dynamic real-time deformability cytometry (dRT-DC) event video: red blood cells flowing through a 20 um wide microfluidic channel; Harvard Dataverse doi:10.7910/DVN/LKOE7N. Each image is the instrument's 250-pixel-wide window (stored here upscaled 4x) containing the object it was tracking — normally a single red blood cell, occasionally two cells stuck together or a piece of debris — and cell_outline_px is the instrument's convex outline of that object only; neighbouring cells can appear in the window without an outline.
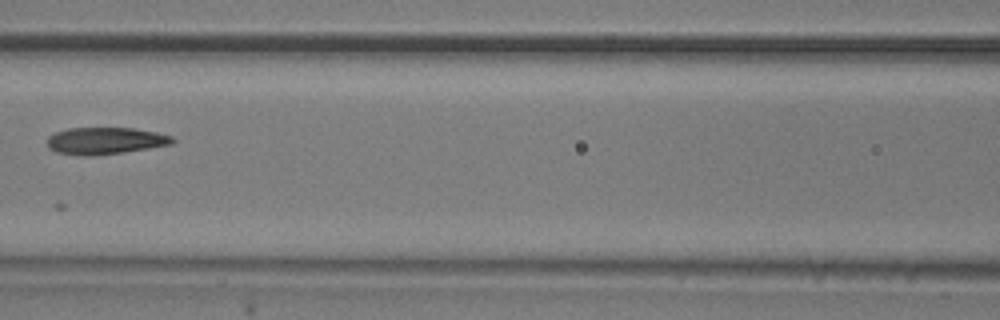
{"species": "common noctule bat (a hibernating species)", "species_latin": "Nyctalus noctula", "temperature_condition": "room temperature", "stored_images_in_passage": 12, "camera_frame_rate_fps": 3000, "um_per_image_px": 0.085, "animal": {"sex": "male", "body_mass_g": 20.5, "forearm_length_mm": 52.5}, "frame": {"image": 1, "passage_image": 9, "time_ms": 10.0, "image_size_px": [1000, 320], "cell_outline_px": [[176, 140], [172, 144], [148, 148], [96, 156], [80, 156], [56, 152], [48, 148], [48, 136], [56, 132], [68, 128], [132, 128], [156, 132], [172, 136]], "centroid_in_image_um": [8.93, 11.97], "position_along_channel_um": 157.7, "area_um2": 19.71}}
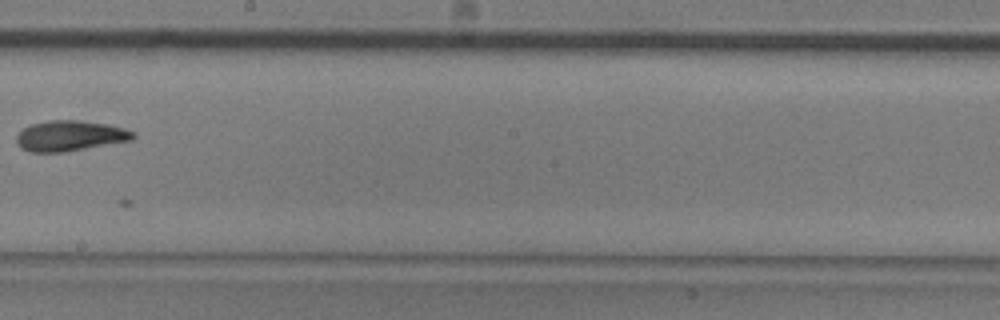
{"frame": {"image": 2, "passage_image": 11, "time_ms": 12.333, "image_size_px": [1000, 320], "cell_outline_px": [[136, 136], [132, 140], [64, 152], [32, 152], [24, 148], [16, 140], [16, 136], [24, 128], [32, 124], [48, 120], [80, 120], [108, 124], [124, 128], [136, 132]], "centroid_in_image_um": [6.01, 11.53], "position_along_channel_um": 242.2, "area_um2": 20.58}}